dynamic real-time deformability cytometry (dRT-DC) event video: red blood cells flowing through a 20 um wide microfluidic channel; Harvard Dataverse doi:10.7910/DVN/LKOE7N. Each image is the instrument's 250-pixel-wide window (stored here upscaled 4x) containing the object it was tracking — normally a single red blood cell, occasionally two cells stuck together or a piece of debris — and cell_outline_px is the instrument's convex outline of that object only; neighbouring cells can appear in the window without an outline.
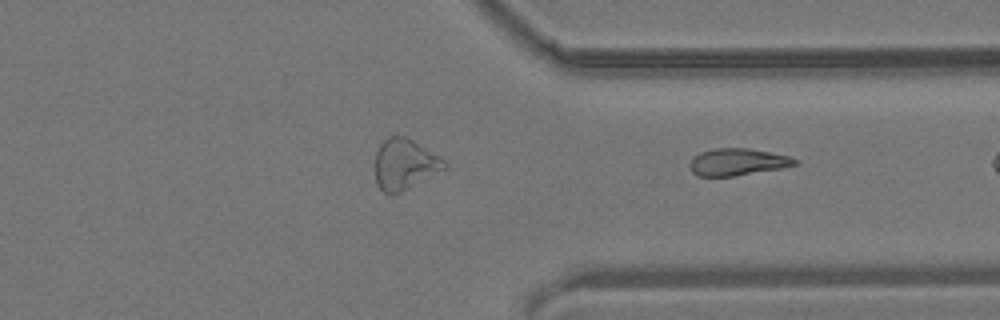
{"species": "common noctule bat (a hibernating species)", "species_latin": "Nyctalus noctula", "temperature_condition": "room temperature", "stored_images_in_passage": 22, "camera_frame_rate_fps": 3000, "um_per_image_px": 0.085, "animal": {"sex": "male", "body_mass_g": 19.2, "forearm_length_mm": 51.8}, "frame": {"image": 1, "passage_image": 22, "time_ms": 7.0, "image_size_px": [1000, 320], "cell_outline_px": [[796, 164], [784, 168], [732, 176], [696, 176], [692, 172], [688, 164], [692, 156], [700, 152], [712, 148], [748, 148], [788, 156], [796, 160]], "centroid_in_image_um": [62.61, 13.77], "position_along_channel_um": 348.8, "area_um2": 16.59}}